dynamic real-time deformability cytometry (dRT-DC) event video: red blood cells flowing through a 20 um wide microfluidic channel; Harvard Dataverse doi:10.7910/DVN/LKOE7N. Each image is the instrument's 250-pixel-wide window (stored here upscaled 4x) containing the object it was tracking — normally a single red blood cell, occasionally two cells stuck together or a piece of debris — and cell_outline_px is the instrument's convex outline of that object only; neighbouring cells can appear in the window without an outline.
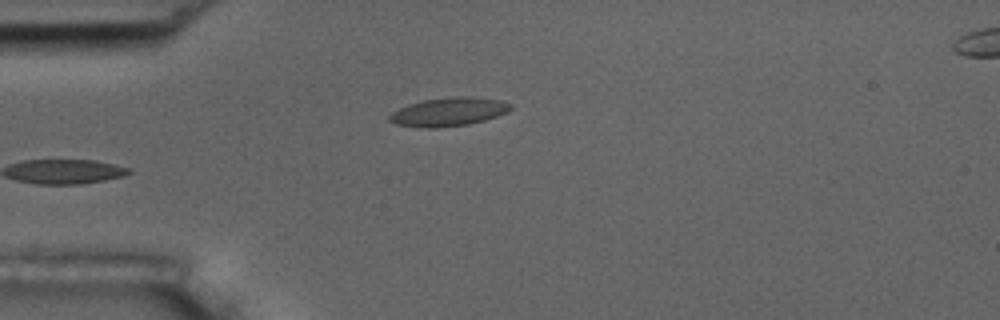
{"species": "common noctule bat (a hibernating species)", "species_latin": "Nyctalus noctula", "temperature_condition": "room temperature", "stored_images_in_passage": 5, "camera_frame_rate_fps": 3000, "um_per_image_px": 0.085, "animal": {"sex": "male", "body_mass_g": 17.5, "forearm_length_mm": 52.3}, "frame": {"image": 1, "passage_image": 5, "time_ms": 4.667, "image_size_px": [1000, 320], "cell_outline_px": [[512, 108], [508, 112], [484, 120], [468, 124], [436, 128], [424, 128], [396, 124], [388, 120], [388, 116], [392, 112], [408, 104], [424, 100], [456, 96], [472, 96], [500, 100], [512, 104]], "centroid_in_image_um": [38.14, 9.5], "position_along_channel_um": 46.9, "area_um2": 20.17}}